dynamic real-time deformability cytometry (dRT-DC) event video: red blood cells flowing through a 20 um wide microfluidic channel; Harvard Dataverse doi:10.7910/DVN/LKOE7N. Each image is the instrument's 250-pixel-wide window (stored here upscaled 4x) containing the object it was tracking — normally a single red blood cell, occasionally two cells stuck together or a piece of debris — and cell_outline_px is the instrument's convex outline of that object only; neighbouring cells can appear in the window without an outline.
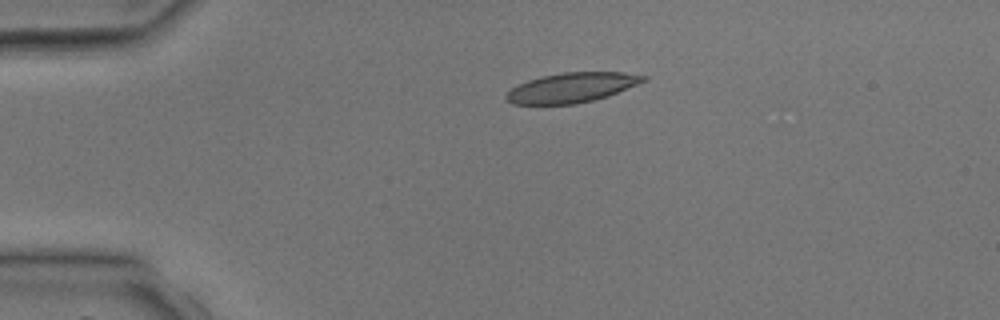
{"species": "common noctule bat (a hibernating species)", "species_latin": "Nyctalus noctula", "temperature_condition": "room temperature", "stored_images_in_passage": 5, "camera_frame_rate_fps": 3000, "um_per_image_px": 0.085, "animal": {"sex": "male", "body_mass_g": 17.9, "forearm_length_mm": 54.2}, "frame": {"image": 1, "passage_image": 3, "time_ms": 2.333, "image_size_px": [1000, 320], "cell_outline_px": [[648, 80], [640, 84], [608, 96], [596, 100], [576, 104], [512, 104], [504, 96], [516, 84], [540, 76], [564, 72], [624, 72], [648, 76]], "centroid_in_image_um": [48.64, 7.44], "position_along_channel_um": 36.4, "area_um2": 24.1}}